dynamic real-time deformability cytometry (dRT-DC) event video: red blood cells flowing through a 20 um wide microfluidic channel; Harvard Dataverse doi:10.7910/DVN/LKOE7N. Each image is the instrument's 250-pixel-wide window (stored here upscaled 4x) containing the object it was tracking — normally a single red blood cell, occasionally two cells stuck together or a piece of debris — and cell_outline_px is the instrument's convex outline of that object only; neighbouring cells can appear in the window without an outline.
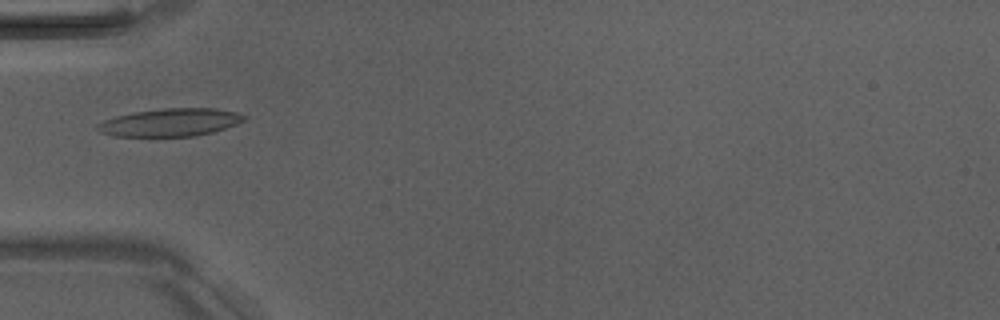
{"species": "Egyptian fruit bat (a non-hibernating species)", "species_latin": "Rousettus aegyptiacus", "temperature_condition": "room temperature", "stored_images_in_passage": 5, "camera_frame_rate_fps": 3000, "um_per_image_px": 0.085, "animal": {"sex": "male"}, "frame": {"image": 1, "passage_image": 5, "time_ms": 4.667, "image_size_px": [1000, 320], "cell_outline_px": [[248, 116], [244, 120], [236, 124], [212, 132], [196, 136], [116, 136], [100, 132], [96, 128], [96, 124], [104, 120], [116, 116], [136, 112], [160, 108], [216, 108], [236, 112]], "centroid_in_image_um": [14.48, 10.4], "position_along_channel_um": 70.5, "area_um2": 23.7}}